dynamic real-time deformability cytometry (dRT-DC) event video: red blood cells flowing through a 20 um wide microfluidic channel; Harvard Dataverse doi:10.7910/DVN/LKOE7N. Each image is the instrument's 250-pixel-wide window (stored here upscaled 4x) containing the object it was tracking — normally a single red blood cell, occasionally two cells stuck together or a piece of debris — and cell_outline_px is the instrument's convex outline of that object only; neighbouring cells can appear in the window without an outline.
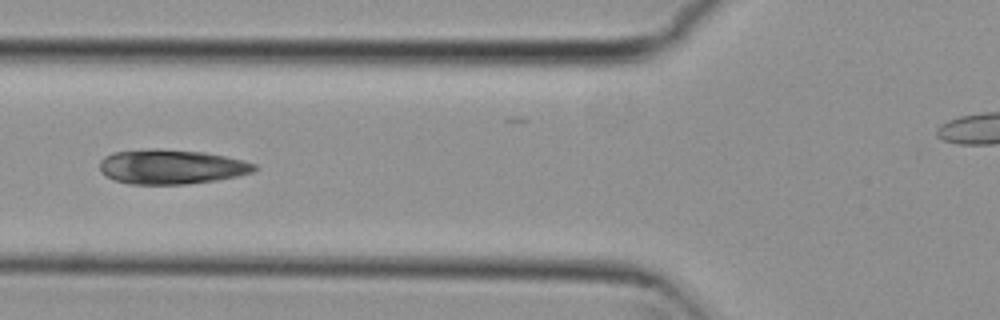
{"species": "common noctule bat (a hibernating species)", "species_latin": "Nyctalus noctula", "temperature_condition": "cold", "stored_images_in_passage": 7, "segment_of_instrument_passage": [1, 2], "camera_frame_rate_fps": 3000, "um_per_image_px": 0.085, "animal": {"sex": "female", "body_mass_g": 29.2, "forearm_length_mm": 56.3}, "frame": {"image": 1, "passage_image": 5, "time_ms": 1.333, "image_size_px": [1000, 320], "cell_outline_px": [[260, 168], [252, 172], [236, 176], [216, 180], [188, 184], [128, 184], [112, 180], [100, 172], [100, 160], [104, 156], [112, 152], [148, 148], [156, 148], [204, 152], [244, 160], [256, 164]], "centroid_in_image_um": [14.53, 14.17], "position_along_channel_um": 111.3, "area_um2": 31.56}}